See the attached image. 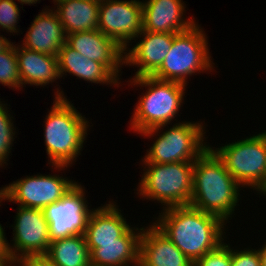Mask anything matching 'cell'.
Here are the masks:
<instances>
[{"label":"cell","mask_w":266,"mask_h":266,"mask_svg":"<svg viewBox=\"0 0 266 266\" xmlns=\"http://www.w3.org/2000/svg\"><path fill=\"white\" fill-rule=\"evenodd\" d=\"M162 210L153 223L192 263L224 242L227 223L219 217L190 205Z\"/></svg>","instance_id":"6da1fadb"},{"label":"cell","mask_w":266,"mask_h":266,"mask_svg":"<svg viewBox=\"0 0 266 266\" xmlns=\"http://www.w3.org/2000/svg\"><path fill=\"white\" fill-rule=\"evenodd\" d=\"M242 187L227 171L210 146L194 161L190 206L228 223L237 207Z\"/></svg>","instance_id":"7a4b0ae2"},{"label":"cell","mask_w":266,"mask_h":266,"mask_svg":"<svg viewBox=\"0 0 266 266\" xmlns=\"http://www.w3.org/2000/svg\"><path fill=\"white\" fill-rule=\"evenodd\" d=\"M56 90L53 106L44 121V141L50 158L48 164L61 171L81 155L90 122L68 101L63 90L59 87Z\"/></svg>","instance_id":"3957f363"},{"label":"cell","mask_w":266,"mask_h":266,"mask_svg":"<svg viewBox=\"0 0 266 266\" xmlns=\"http://www.w3.org/2000/svg\"><path fill=\"white\" fill-rule=\"evenodd\" d=\"M130 85L145 87L130 120V129L139 134L145 130L171 124L184 103L186 85L163 81L152 76L131 78ZM148 87V88H147Z\"/></svg>","instance_id":"277c9868"},{"label":"cell","mask_w":266,"mask_h":266,"mask_svg":"<svg viewBox=\"0 0 266 266\" xmlns=\"http://www.w3.org/2000/svg\"><path fill=\"white\" fill-rule=\"evenodd\" d=\"M203 125L200 121L198 123L183 121L174 123L170 128L168 125H162L139 133L149 138L159 133L152 146L146 150V155L141 159L142 163L194 162L209 147V143L204 142L206 130ZM165 126L168 129L163 131Z\"/></svg>","instance_id":"5b68a950"},{"label":"cell","mask_w":266,"mask_h":266,"mask_svg":"<svg viewBox=\"0 0 266 266\" xmlns=\"http://www.w3.org/2000/svg\"><path fill=\"white\" fill-rule=\"evenodd\" d=\"M143 174L136 191L138 197L158 201L163 208L187 206L193 190L194 162L169 164L141 163Z\"/></svg>","instance_id":"8992f818"},{"label":"cell","mask_w":266,"mask_h":266,"mask_svg":"<svg viewBox=\"0 0 266 266\" xmlns=\"http://www.w3.org/2000/svg\"><path fill=\"white\" fill-rule=\"evenodd\" d=\"M207 44V35L198 23L185 32L175 34L167 56L152 77L187 85L190 76L211 72L214 63Z\"/></svg>","instance_id":"52a82bcc"},{"label":"cell","mask_w":266,"mask_h":266,"mask_svg":"<svg viewBox=\"0 0 266 266\" xmlns=\"http://www.w3.org/2000/svg\"><path fill=\"white\" fill-rule=\"evenodd\" d=\"M220 147V148H219ZM214 149L227 171L243 187L259 193L266 186V136L263 132Z\"/></svg>","instance_id":"ba28073f"},{"label":"cell","mask_w":266,"mask_h":266,"mask_svg":"<svg viewBox=\"0 0 266 266\" xmlns=\"http://www.w3.org/2000/svg\"><path fill=\"white\" fill-rule=\"evenodd\" d=\"M85 194L84 187L76 183L60 200L43 209L50 242L85 234L89 216L94 210L89 209Z\"/></svg>","instance_id":"9c48e42d"},{"label":"cell","mask_w":266,"mask_h":266,"mask_svg":"<svg viewBox=\"0 0 266 266\" xmlns=\"http://www.w3.org/2000/svg\"><path fill=\"white\" fill-rule=\"evenodd\" d=\"M76 183L56 174L27 176L4 186V201L44 209L60 200Z\"/></svg>","instance_id":"30bf717a"},{"label":"cell","mask_w":266,"mask_h":266,"mask_svg":"<svg viewBox=\"0 0 266 266\" xmlns=\"http://www.w3.org/2000/svg\"><path fill=\"white\" fill-rule=\"evenodd\" d=\"M140 0H100L98 30L123 50L142 31Z\"/></svg>","instance_id":"8fae6325"},{"label":"cell","mask_w":266,"mask_h":266,"mask_svg":"<svg viewBox=\"0 0 266 266\" xmlns=\"http://www.w3.org/2000/svg\"><path fill=\"white\" fill-rule=\"evenodd\" d=\"M9 250L14 260L29 255H45L49 249V227L43 209L18 206Z\"/></svg>","instance_id":"7c38bea8"},{"label":"cell","mask_w":266,"mask_h":266,"mask_svg":"<svg viewBox=\"0 0 266 266\" xmlns=\"http://www.w3.org/2000/svg\"><path fill=\"white\" fill-rule=\"evenodd\" d=\"M174 33H154L142 30L141 38L132 48L124 50L125 66H137L133 78L152 76L161 66L172 46ZM139 68V69H138Z\"/></svg>","instance_id":"4fadbf2b"},{"label":"cell","mask_w":266,"mask_h":266,"mask_svg":"<svg viewBox=\"0 0 266 266\" xmlns=\"http://www.w3.org/2000/svg\"><path fill=\"white\" fill-rule=\"evenodd\" d=\"M66 43L82 56L104 64L118 79H121L119 73L122 65L124 66V50L100 30L68 34Z\"/></svg>","instance_id":"5bb4252c"},{"label":"cell","mask_w":266,"mask_h":266,"mask_svg":"<svg viewBox=\"0 0 266 266\" xmlns=\"http://www.w3.org/2000/svg\"><path fill=\"white\" fill-rule=\"evenodd\" d=\"M142 30L154 33L178 34L196 24L194 18L185 19V3L182 0H143Z\"/></svg>","instance_id":"9a60e30c"},{"label":"cell","mask_w":266,"mask_h":266,"mask_svg":"<svg viewBox=\"0 0 266 266\" xmlns=\"http://www.w3.org/2000/svg\"><path fill=\"white\" fill-rule=\"evenodd\" d=\"M145 228L140 238V266H193L154 223Z\"/></svg>","instance_id":"2e32d148"},{"label":"cell","mask_w":266,"mask_h":266,"mask_svg":"<svg viewBox=\"0 0 266 266\" xmlns=\"http://www.w3.org/2000/svg\"><path fill=\"white\" fill-rule=\"evenodd\" d=\"M115 203L108 201L91 212L84 234L89 252L99 243L121 242V236L131 227Z\"/></svg>","instance_id":"e0dca14e"},{"label":"cell","mask_w":266,"mask_h":266,"mask_svg":"<svg viewBox=\"0 0 266 266\" xmlns=\"http://www.w3.org/2000/svg\"><path fill=\"white\" fill-rule=\"evenodd\" d=\"M44 8L31 23L21 46L58 56L60 48L66 43L67 35L55 11Z\"/></svg>","instance_id":"ac0fdd59"},{"label":"cell","mask_w":266,"mask_h":266,"mask_svg":"<svg viewBox=\"0 0 266 266\" xmlns=\"http://www.w3.org/2000/svg\"><path fill=\"white\" fill-rule=\"evenodd\" d=\"M138 231V232H137ZM143 227H130L121 242L99 243L90 252L92 266H138Z\"/></svg>","instance_id":"d6986e66"},{"label":"cell","mask_w":266,"mask_h":266,"mask_svg":"<svg viewBox=\"0 0 266 266\" xmlns=\"http://www.w3.org/2000/svg\"><path fill=\"white\" fill-rule=\"evenodd\" d=\"M57 58L61 78L69 73L95 84L119 87L121 83L104 64L82 56L67 43L60 48Z\"/></svg>","instance_id":"ffe728a7"},{"label":"cell","mask_w":266,"mask_h":266,"mask_svg":"<svg viewBox=\"0 0 266 266\" xmlns=\"http://www.w3.org/2000/svg\"><path fill=\"white\" fill-rule=\"evenodd\" d=\"M16 56L22 87L46 86L60 79L57 56L16 46ZM24 84V86H23Z\"/></svg>","instance_id":"44dd1931"},{"label":"cell","mask_w":266,"mask_h":266,"mask_svg":"<svg viewBox=\"0 0 266 266\" xmlns=\"http://www.w3.org/2000/svg\"><path fill=\"white\" fill-rule=\"evenodd\" d=\"M53 2L56 8L53 10L62 23L66 35L98 29L100 0H53Z\"/></svg>","instance_id":"7402d4cb"},{"label":"cell","mask_w":266,"mask_h":266,"mask_svg":"<svg viewBox=\"0 0 266 266\" xmlns=\"http://www.w3.org/2000/svg\"><path fill=\"white\" fill-rule=\"evenodd\" d=\"M57 266H90V252L84 235H72L50 242L45 254Z\"/></svg>","instance_id":"603a6c76"},{"label":"cell","mask_w":266,"mask_h":266,"mask_svg":"<svg viewBox=\"0 0 266 266\" xmlns=\"http://www.w3.org/2000/svg\"><path fill=\"white\" fill-rule=\"evenodd\" d=\"M12 43L6 50L0 52V83L9 88H22L16 56V45Z\"/></svg>","instance_id":"cb8c5ba5"},{"label":"cell","mask_w":266,"mask_h":266,"mask_svg":"<svg viewBox=\"0 0 266 266\" xmlns=\"http://www.w3.org/2000/svg\"><path fill=\"white\" fill-rule=\"evenodd\" d=\"M7 103L0 99V167L7 164L15 137V128Z\"/></svg>","instance_id":"d4e9b609"},{"label":"cell","mask_w":266,"mask_h":266,"mask_svg":"<svg viewBox=\"0 0 266 266\" xmlns=\"http://www.w3.org/2000/svg\"><path fill=\"white\" fill-rule=\"evenodd\" d=\"M19 18L20 9L15 0H0V28L2 31L5 29L10 34L18 33Z\"/></svg>","instance_id":"484cf974"},{"label":"cell","mask_w":266,"mask_h":266,"mask_svg":"<svg viewBox=\"0 0 266 266\" xmlns=\"http://www.w3.org/2000/svg\"><path fill=\"white\" fill-rule=\"evenodd\" d=\"M231 245L222 243L217 249L206 253L193 263V266H231Z\"/></svg>","instance_id":"4316f807"},{"label":"cell","mask_w":266,"mask_h":266,"mask_svg":"<svg viewBox=\"0 0 266 266\" xmlns=\"http://www.w3.org/2000/svg\"><path fill=\"white\" fill-rule=\"evenodd\" d=\"M249 248H244L240 251L231 248V266H262L258 251Z\"/></svg>","instance_id":"83f0119b"},{"label":"cell","mask_w":266,"mask_h":266,"mask_svg":"<svg viewBox=\"0 0 266 266\" xmlns=\"http://www.w3.org/2000/svg\"><path fill=\"white\" fill-rule=\"evenodd\" d=\"M16 266H57L46 255H29L16 260Z\"/></svg>","instance_id":"f1b7e54d"},{"label":"cell","mask_w":266,"mask_h":266,"mask_svg":"<svg viewBox=\"0 0 266 266\" xmlns=\"http://www.w3.org/2000/svg\"><path fill=\"white\" fill-rule=\"evenodd\" d=\"M0 224V260H14L10 254L9 242L5 237L4 228Z\"/></svg>","instance_id":"f546056e"},{"label":"cell","mask_w":266,"mask_h":266,"mask_svg":"<svg viewBox=\"0 0 266 266\" xmlns=\"http://www.w3.org/2000/svg\"><path fill=\"white\" fill-rule=\"evenodd\" d=\"M12 43L6 37H3V35H0V52L6 50Z\"/></svg>","instance_id":"4dcf8cb0"},{"label":"cell","mask_w":266,"mask_h":266,"mask_svg":"<svg viewBox=\"0 0 266 266\" xmlns=\"http://www.w3.org/2000/svg\"><path fill=\"white\" fill-rule=\"evenodd\" d=\"M260 248L257 249V251L260 255L262 266H266V242L262 247L260 246Z\"/></svg>","instance_id":"1f68e13d"},{"label":"cell","mask_w":266,"mask_h":266,"mask_svg":"<svg viewBox=\"0 0 266 266\" xmlns=\"http://www.w3.org/2000/svg\"><path fill=\"white\" fill-rule=\"evenodd\" d=\"M0 266H16V260H0Z\"/></svg>","instance_id":"d6a6232c"},{"label":"cell","mask_w":266,"mask_h":266,"mask_svg":"<svg viewBox=\"0 0 266 266\" xmlns=\"http://www.w3.org/2000/svg\"><path fill=\"white\" fill-rule=\"evenodd\" d=\"M17 1L21 3L20 5H23V4L33 5V4H36L38 1L40 2V0H17Z\"/></svg>","instance_id":"836d02e7"},{"label":"cell","mask_w":266,"mask_h":266,"mask_svg":"<svg viewBox=\"0 0 266 266\" xmlns=\"http://www.w3.org/2000/svg\"><path fill=\"white\" fill-rule=\"evenodd\" d=\"M4 200V187L0 188V204Z\"/></svg>","instance_id":"e575fe53"},{"label":"cell","mask_w":266,"mask_h":266,"mask_svg":"<svg viewBox=\"0 0 266 266\" xmlns=\"http://www.w3.org/2000/svg\"><path fill=\"white\" fill-rule=\"evenodd\" d=\"M259 194H263L264 196H266V186L262 189V191Z\"/></svg>","instance_id":"d590c367"}]
</instances>
